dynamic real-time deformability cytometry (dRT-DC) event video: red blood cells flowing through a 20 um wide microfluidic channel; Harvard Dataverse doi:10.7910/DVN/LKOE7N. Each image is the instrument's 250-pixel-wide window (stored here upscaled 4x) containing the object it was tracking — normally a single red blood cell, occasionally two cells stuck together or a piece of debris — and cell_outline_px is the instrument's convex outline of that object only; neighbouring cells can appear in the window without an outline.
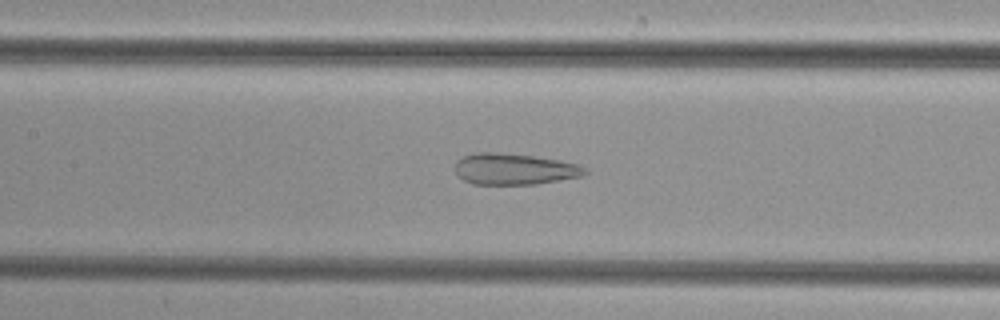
{"species": "common noctule bat (a hibernating species)", "species_latin": "Nyctalus noctula", "temperature_condition": "cold", "stored_images_in_passage": 50, "camera_frame_rate_fps": 3000, "um_per_image_px": 0.085, "animal": {"sex": "female", "body_mass_g": 29.2, "forearm_length_mm": 56.3}, "frame": {"image": 1, "passage_image": 23, "time_ms": 7.333, "image_size_px": [1000, 320], "cell_outline_px": [[588, 172], [584, 176], [536, 184], [472, 184], [464, 180], [456, 172], [456, 160], [464, 156], [476, 152], [496, 152], [532, 156], [560, 160], [576, 164], [588, 168]], "centroid_in_image_um": [43.75, 14.37], "position_along_channel_um": 163.7, "area_um2": 23.64}}
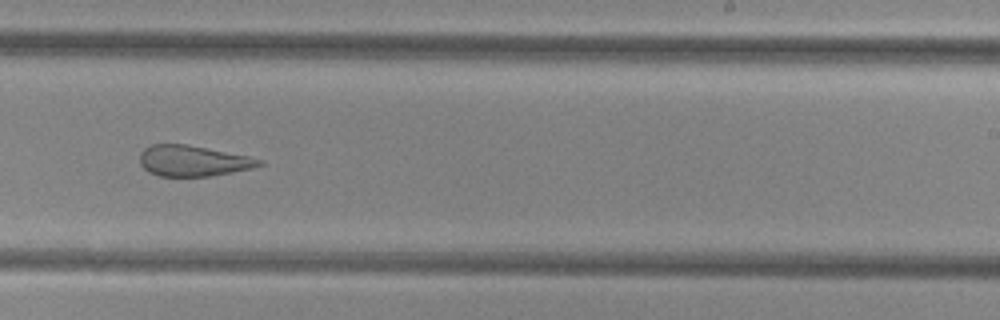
{"frame": {"image": 2, "passage_image": 31, "time_ms": 10.0, "image_size_px": [1000, 320], "cell_outline_px": [[264, 164], [252, 168], [212, 176], [160, 176], [148, 172], [140, 164], [140, 152], [144, 148], [152, 144], [188, 144], [248, 156], [264, 160]], "centroid_in_image_um": [16.4, 13.67], "position_along_channel_um": 272.6, "area_um2": 21.5}}
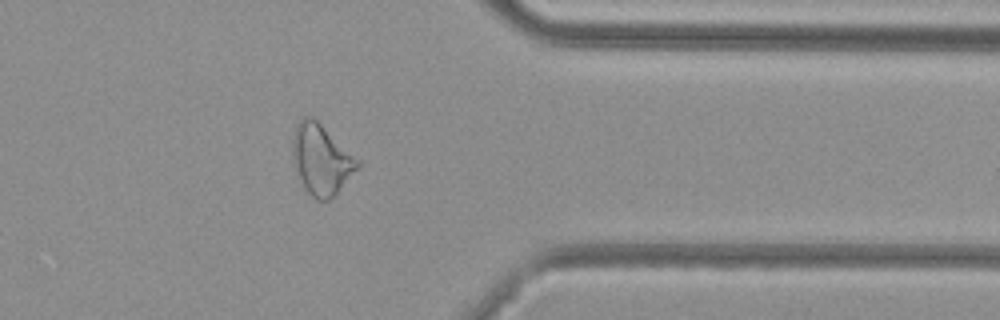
{"frame": {"image": 3, "passage_image": 40, "time_ms": 13.0, "image_size_px": [1000, 320], "cell_outline_px": [[360, 164], [336, 192], [328, 200], [316, 200], [300, 188], [292, 160], [292, 136], [296, 124], [304, 116], [312, 116], [360, 160]], "centroid_in_image_um": [27.22, 13.56], "position_along_channel_um": 384.2, "area_um2": 26.76}}